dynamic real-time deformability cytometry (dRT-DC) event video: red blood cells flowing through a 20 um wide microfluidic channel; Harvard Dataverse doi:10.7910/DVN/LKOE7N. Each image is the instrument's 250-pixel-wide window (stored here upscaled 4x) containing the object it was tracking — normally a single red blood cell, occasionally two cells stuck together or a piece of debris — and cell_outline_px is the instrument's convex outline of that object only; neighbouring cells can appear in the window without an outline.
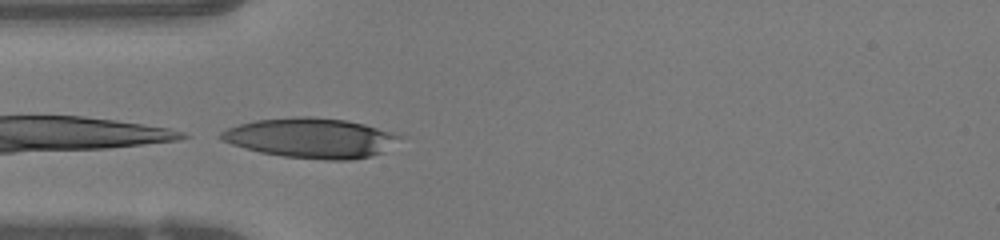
{"species": "human", "species_latin": "Homo sapiens", "temperature_condition": "warm", "stored_images_in_passage": 30, "camera_frame_rate_fps": 3000, "um_per_image_px": 0.085, "donor": {"sex": "female"}, "frame": {"image": 1, "passage_image": 1, "time_ms": 0.0, "image_size_px": [1000, 240], "cell_outline_px": [[404, 136], [380, 152], [372, 156], [352, 160], [324, 160], [284, 156], [260, 152], [232, 144], [220, 140], [216, 136], [220, 132], [228, 128], [240, 124], [256, 120], [300, 116], [312, 116], [344, 120], [364, 124], [392, 132]], "centroid_in_image_um": [26.39, 11.73], "position_along_channel_um": 58.6, "area_um2": 41.27}}
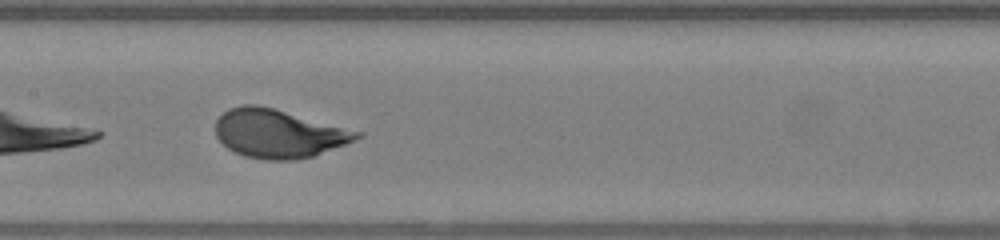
{"frame": {"image": 2, "passage_image": 10, "time_ms": 3.0, "image_size_px": [1000, 240], "cell_outline_px": [[364, 136], [356, 140], [312, 156], [296, 160], [264, 160], [244, 156], [228, 148], [216, 136], [216, 120], [228, 108], [244, 104], [256, 104], [272, 108], [364, 132]], "centroid_in_image_um": [23.69, 11.35], "position_along_channel_um": 183.7, "area_um2": 39.82}}
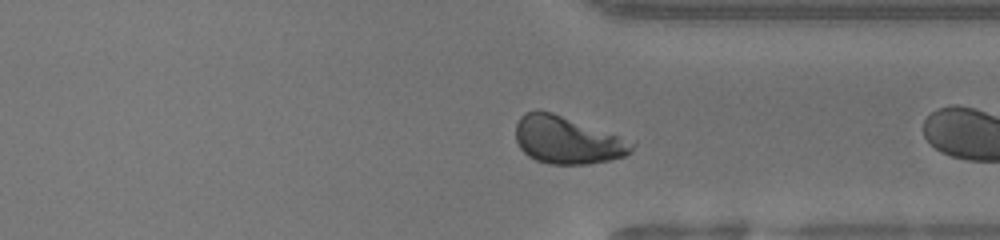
{"frame": {"image": 3, "passage_image": 18, "time_ms": 5.667, "image_size_px": [1000, 240], "cell_outline_px": [[636, 144], [624, 156], [608, 160], [588, 164], [548, 164], [536, 160], [528, 156], [520, 148], [516, 140], [516, 124], [520, 116], [524, 112], [536, 108], [540, 108], [636, 140]], "centroid_in_image_um": [48.22, 11.87], "position_along_channel_um": 363.2, "area_um2": 32.77}}